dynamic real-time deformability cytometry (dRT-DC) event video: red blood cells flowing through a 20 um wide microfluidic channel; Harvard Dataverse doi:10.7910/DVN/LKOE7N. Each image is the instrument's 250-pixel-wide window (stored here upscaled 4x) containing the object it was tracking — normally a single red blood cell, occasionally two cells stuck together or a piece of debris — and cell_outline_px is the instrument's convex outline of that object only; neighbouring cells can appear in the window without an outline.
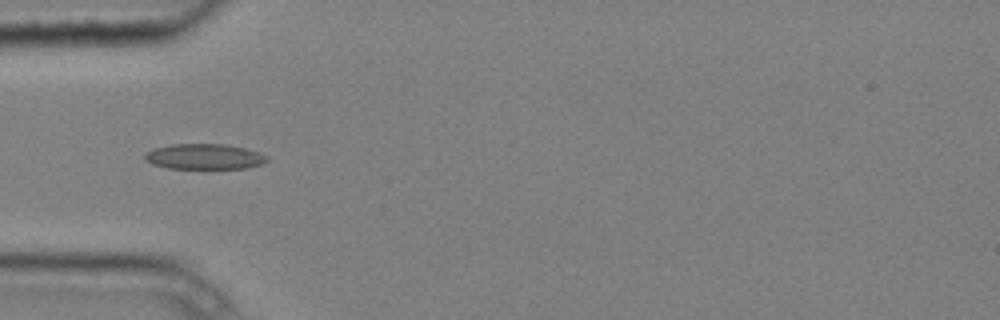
{"species": "common noctule bat (a hibernating species)", "species_latin": "Nyctalus noctula", "temperature_condition": "cold", "stored_images_in_passage": 8, "camera_frame_rate_fps": 3000, "um_per_image_px": 0.085, "animal": {"sex": "male", "body_mass_g": 20.4}, "frame": {"image": 1, "passage_image": 4, "time_ms": 1.0, "image_size_px": [1000, 320], "cell_outline_px": [[268, 160], [264, 164], [248, 168], [168, 168], [152, 164], [144, 160], [144, 156], [148, 152], [156, 148], [172, 144], [224, 144], [244, 148], [268, 156]], "centroid_in_image_um": [17.39, 13.32], "position_along_channel_um": 67.6, "area_um2": 17.98}}
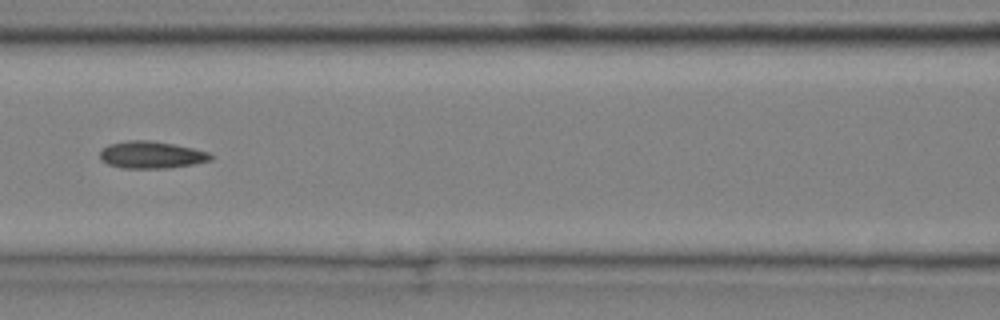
{"frame": {"image": 2, "passage_image": 6, "time_ms": 1.667, "image_size_px": [1000, 320], "cell_outline_px": [[212, 160], [192, 164], [168, 168], [120, 168], [108, 164], [100, 160], [100, 152], [108, 144], [128, 140], [148, 140], [172, 144], [192, 148], [208, 152], [212, 156]], "centroid_in_image_um": [12.83, 13.16], "position_along_channel_um": 153.8, "area_um2": 17.4}}
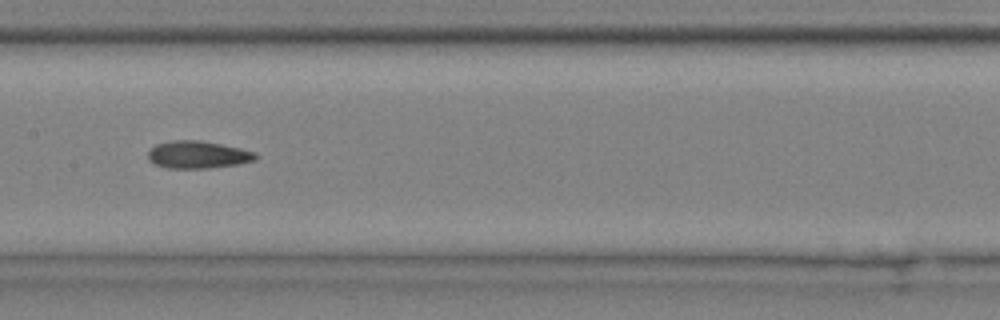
{"frame": {"image": 3, "passage_image": 7, "time_ms": 2.0, "image_size_px": [1000, 320], "cell_outline_px": [[260, 156], [256, 160], [236, 164], [208, 168], [168, 168], [156, 164], [148, 160], [148, 152], [156, 144], [172, 140], [200, 140], [240, 148], [256, 152]], "centroid_in_image_um": [16.84, 13.14], "position_along_channel_um": 190.6, "area_um2": 17.17}}